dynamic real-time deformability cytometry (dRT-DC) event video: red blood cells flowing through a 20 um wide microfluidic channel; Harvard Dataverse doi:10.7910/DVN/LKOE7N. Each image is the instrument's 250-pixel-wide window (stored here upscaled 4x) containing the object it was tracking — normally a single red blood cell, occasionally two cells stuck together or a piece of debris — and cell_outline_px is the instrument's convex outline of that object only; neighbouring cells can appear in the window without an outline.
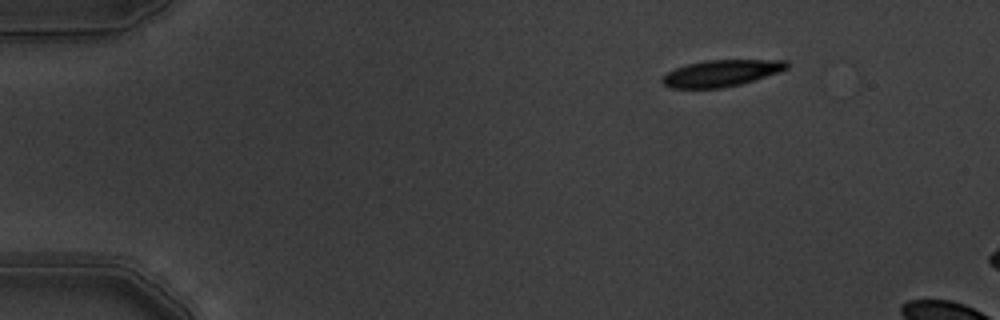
{"species": "common noctule bat (a hibernating species)", "species_latin": "Nyctalus noctula", "temperature_condition": "warm", "stored_images_in_passage": 5, "segment_of_instrument_passage": [2, 2], "camera_frame_rate_fps": 3000, "um_per_image_px": 0.085, "animal": {"sex": "male", "body_mass_g": 19.5, "forearm_length_mm": 54.6}, "frame": {"image": 1, "passage_image": 5, "time_ms": 1.333, "image_size_px": [1000, 320], "cell_outline_px": [[788, 68], [780, 72], [740, 84], [720, 88], [668, 88], [660, 80], [668, 72], [676, 68], [688, 64], [704, 60], [788, 60]], "centroid_in_image_um": [61.31, 6.22], "position_along_channel_um": 23.7, "area_um2": 19.19}}